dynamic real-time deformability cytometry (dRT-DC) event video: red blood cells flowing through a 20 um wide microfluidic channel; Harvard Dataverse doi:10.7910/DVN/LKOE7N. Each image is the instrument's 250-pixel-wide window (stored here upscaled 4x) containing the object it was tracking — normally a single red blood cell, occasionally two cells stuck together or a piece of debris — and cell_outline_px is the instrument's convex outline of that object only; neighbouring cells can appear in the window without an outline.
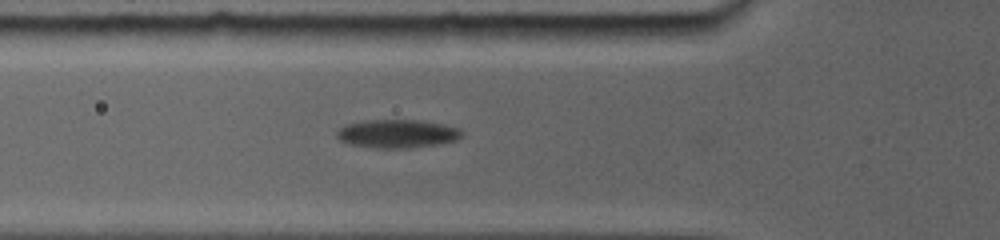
{"species": "common noctule bat (a hibernating species)", "species_latin": "Nyctalus noctula", "temperature_condition": "room temperature", "stored_images_in_passage": 3, "camera_frame_rate_fps": 5000, "um_per_image_px": 0.085, "animal": {"sex": "female", "body_mass_g": 19.0, "forearm_length_mm": 56.7}, "frame": {"image": 1, "passage_image": 3, "time_ms": 1.8, "image_size_px": [1000, 240], "cell_outline_px": [[460, 136], [452, 140], [432, 144], [404, 148], [384, 148], [352, 144], [340, 140], [336, 136], [336, 132], [340, 128], [348, 124], [372, 120], [416, 120], [440, 124], [456, 128], [460, 132]], "centroid_in_image_um": [33.68, 11.35], "position_along_channel_um": 92.1, "area_um2": 19.65}}